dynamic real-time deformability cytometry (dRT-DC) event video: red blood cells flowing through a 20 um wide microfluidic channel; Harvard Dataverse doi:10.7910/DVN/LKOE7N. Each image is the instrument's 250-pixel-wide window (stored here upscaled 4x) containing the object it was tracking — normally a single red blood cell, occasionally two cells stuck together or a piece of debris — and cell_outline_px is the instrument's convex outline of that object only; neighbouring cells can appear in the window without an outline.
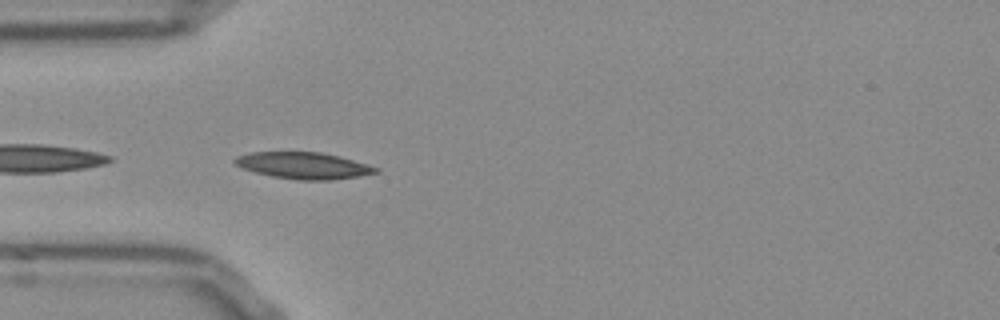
{"species": "Egyptian fruit bat (a non-hibernating species)", "species_latin": "Rousettus aegyptiacus", "temperature_condition": "room temperature", "stored_images_in_passage": 39, "camera_frame_rate_fps": 3000, "um_per_image_px": 0.085, "frame": {"image": 1, "passage_image": 1, "time_ms": 0.0, "image_size_px": [1000, 320], "cell_outline_px": [[380, 172], [360, 176], [328, 180], [300, 180], [272, 176], [256, 172], [244, 168], [236, 164], [232, 160], [236, 156], [252, 152], [320, 152], [340, 156], [380, 168]], "centroid_in_image_um": [25.83, 14.07], "position_along_channel_um": 59.2, "area_um2": 21.73}}
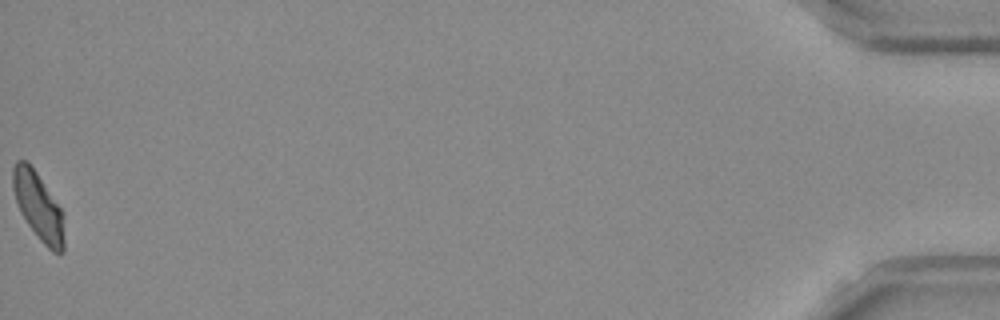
{"frame": {"image": 2, "passage_image": 39, "time_ms": 12.667, "image_size_px": [1000, 320], "cell_outline_px": [[64, 252], [52, 252], [40, 240], [28, 224], [20, 212], [12, 188], [12, 168], [16, 160], [28, 160], [60, 208], [64, 216]], "centroid_in_image_um": [3.25, 17.52], "position_along_channel_um": 432.0, "area_um2": 20.17}, "authors_computed_cell_mechanics": {"area_um2": 20.3456, "velocity_mm_per_s": 3.783, "shape_relaxation_time_tau1_ms": 4.8558, "shape_relaxation_time_tau2_ms": 1.7207, "deformation_change_tau1": 0.1622, "deformation_change_tau2": 0.0655}}